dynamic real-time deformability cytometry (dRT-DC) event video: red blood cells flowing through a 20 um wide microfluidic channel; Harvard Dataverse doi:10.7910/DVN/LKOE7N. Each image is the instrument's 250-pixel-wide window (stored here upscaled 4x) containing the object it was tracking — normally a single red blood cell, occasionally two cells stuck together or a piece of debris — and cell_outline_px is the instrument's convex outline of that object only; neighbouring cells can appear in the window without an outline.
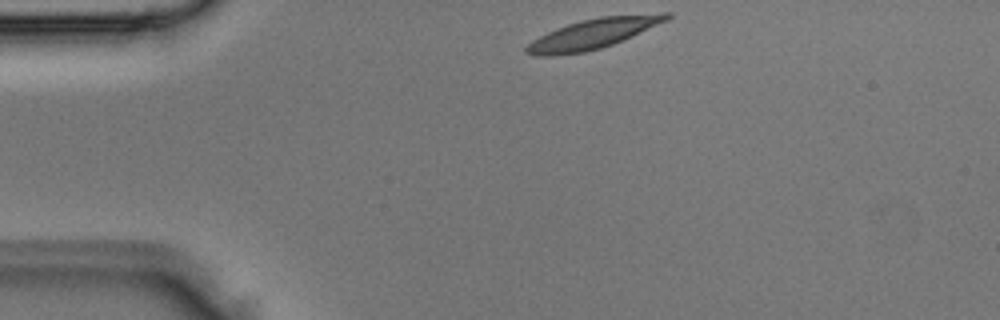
{"species": "Egyptian fruit bat (a non-hibernating species)", "species_latin": "Rousettus aegyptiacus", "temperature_condition": "room temperature", "stored_images_in_passage": 1, "camera_frame_rate_fps": 3000, "um_per_image_px": 0.085, "animal": {"sex": "male"}, "frame": {"image": 1, "passage_image": 1, "time_ms": 0.0, "image_size_px": [1000, 320], "cell_outline_px": [[672, 16], [668, 20], [632, 36], [612, 44], [600, 48], [584, 52], [552, 56], [536, 56], [524, 52], [524, 48], [532, 40], [556, 28], [580, 20], [600, 16], [660, 12], [672, 12]], "centroid_in_image_um": [50.44, 2.85], "position_along_channel_um": 34.6, "area_um2": 24.68}}